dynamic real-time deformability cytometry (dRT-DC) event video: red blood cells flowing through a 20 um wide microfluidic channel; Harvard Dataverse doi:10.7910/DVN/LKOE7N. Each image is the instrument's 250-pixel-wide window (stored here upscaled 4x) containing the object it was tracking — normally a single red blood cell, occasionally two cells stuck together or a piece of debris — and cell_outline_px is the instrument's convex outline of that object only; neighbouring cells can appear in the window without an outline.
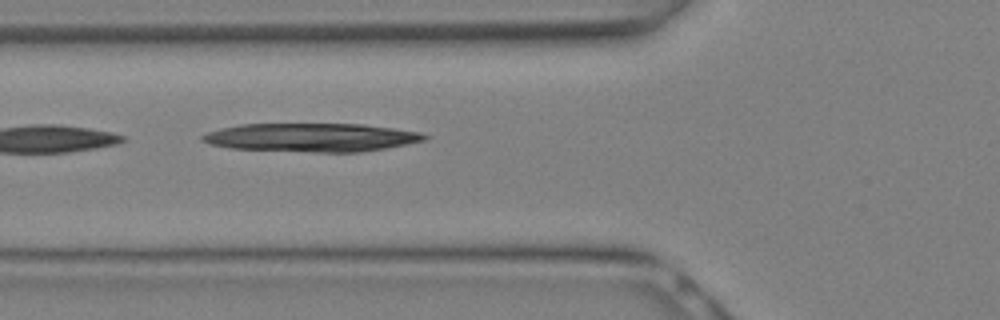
{"species": "Egyptian fruit bat (a non-hibernating species)", "species_latin": "Rousettus aegyptiacus", "temperature_condition": "warm", "stored_images_in_passage": 4, "camera_frame_rate_fps": 3000, "um_per_image_px": 0.085, "animal": {"sex": "female"}, "frame": {"image": 1, "passage_image": 4, "time_ms": 1.0, "image_size_px": [1000, 320], "cell_outline_px": [[428, 136], [424, 140], [384, 148], [360, 152], [312, 152], [232, 148], [208, 144], [200, 140], [200, 136], [208, 132], [220, 128], [240, 124], [360, 124], [424, 132]], "centroid_in_image_um": [26.43, 11.68], "position_along_channel_um": 99.4, "area_um2": 36.76}}